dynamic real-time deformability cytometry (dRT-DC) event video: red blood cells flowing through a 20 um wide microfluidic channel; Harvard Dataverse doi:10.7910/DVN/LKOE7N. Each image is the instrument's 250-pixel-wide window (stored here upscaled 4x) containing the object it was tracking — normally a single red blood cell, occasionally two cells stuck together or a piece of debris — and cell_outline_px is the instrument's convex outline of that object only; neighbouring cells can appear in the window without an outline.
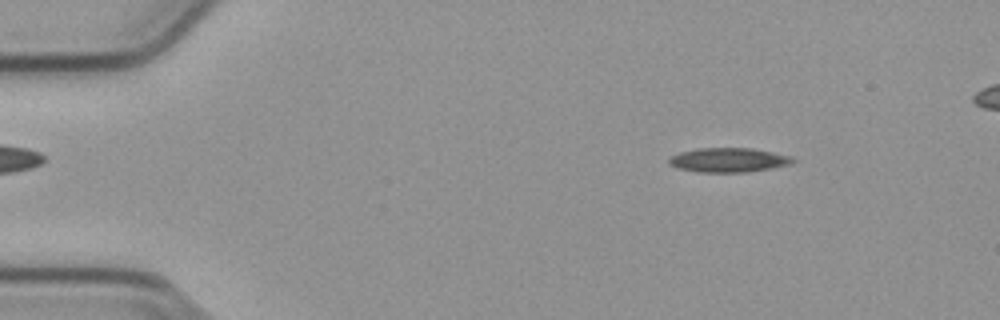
{"species": "common noctule bat (a hibernating species)", "species_latin": "Nyctalus noctula", "temperature_condition": "cold", "stored_images_in_passage": 52, "camera_frame_rate_fps": 3000, "um_per_image_px": 0.085, "animal": {"sex": "male", "body_mass_g": 23.1, "forearm_length_mm": 52.7}, "frame": {"image": 1, "passage_image": 7, "time_ms": 2.0, "image_size_px": [1000, 320], "cell_outline_px": [[796, 160], [792, 164], [772, 168], [744, 172], [700, 172], [676, 168], [668, 160], [672, 156], [680, 152], [700, 148], [752, 148], [792, 156]], "centroid_in_image_um": [61.97, 13.6], "position_along_channel_um": 23.0, "area_um2": 17.46}}
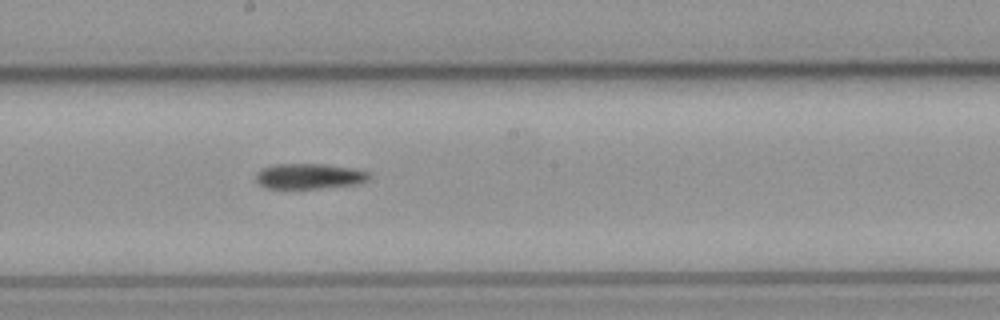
{"frame": {"image": 2, "passage_image": 29, "time_ms": 9.333, "image_size_px": [1000, 320], "cell_outline_px": [[372, 176], [368, 180], [360, 184], [320, 188], [268, 188], [260, 184], [256, 180], [256, 172], [260, 168], [276, 164], [324, 164], [352, 168], [368, 172]], "centroid_in_image_um": [26.3, 14.97], "position_along_channel_um": 221.9, "area_um2": 16.82}}
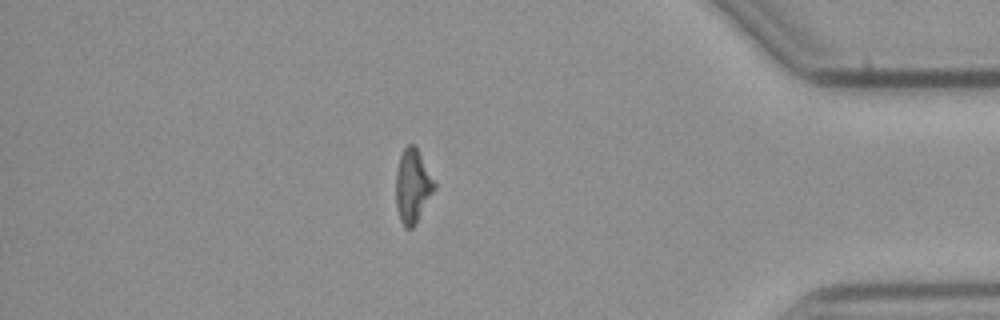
{"frame": {"image": 3, "passage_image": 46, "time_ms": 15.0, "image_size_px": [1000, 320], "cell_outline_px": [[436, 188], [416, 224], [412, 228], [404, 228], [400, 220], [396, 208], [396, 172], [400, 156], [404, 148], [408, 144], [412, 144], [416, 148], [436, 184]], "centroid_in_image_um": [35.06, 15.87], "position_along_channel_um": 400.1, "area_um2": 16.42}}